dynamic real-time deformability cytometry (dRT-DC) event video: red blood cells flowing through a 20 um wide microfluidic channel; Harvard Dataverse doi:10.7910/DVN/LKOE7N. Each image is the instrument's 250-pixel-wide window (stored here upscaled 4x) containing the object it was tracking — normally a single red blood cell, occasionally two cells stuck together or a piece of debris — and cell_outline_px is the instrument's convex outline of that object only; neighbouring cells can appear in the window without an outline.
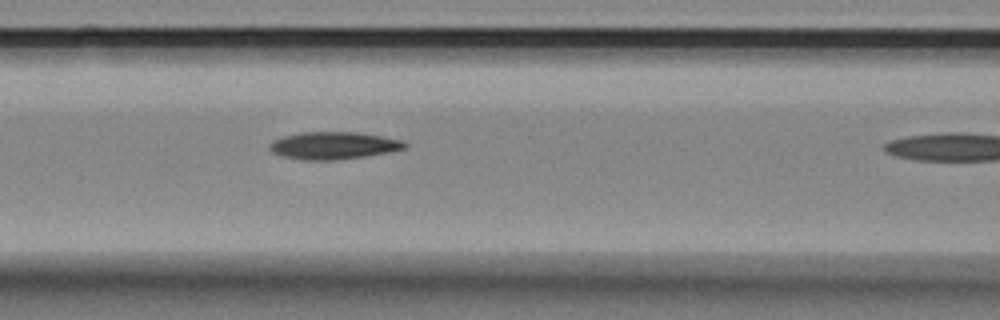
{"species": "Egyptian fruit bat (a non-hibernating species)", "species_latin": "Rousettus aegyptiacus", "temperature_condition": "room temperature", "stored_images_in_passage": 9, "segment_of_instrument_passage": [1, 2], "camera_frame_rate_fps": 3000, "um_per_image_px": 0.085, "animal": {"sex": "female"}, "frame": {"image": 1, "passage_image": 8, "time_ms": 2.333, "image_size_px": [1000, 320], "cell_outline_px": [[408, 144], [404, 148], [388, 152], [364, 156], [336, 160], [300, 160], [284, 156], [272, 152], [268, 148], [268, 144], [272, 140], [284, 136], [300, 132], [356, 132], [404, 140]], "centroid_in_image_um": [28.31, 12.37], "position_along_channel_um": 138.3, "area_um2": 21.56}}